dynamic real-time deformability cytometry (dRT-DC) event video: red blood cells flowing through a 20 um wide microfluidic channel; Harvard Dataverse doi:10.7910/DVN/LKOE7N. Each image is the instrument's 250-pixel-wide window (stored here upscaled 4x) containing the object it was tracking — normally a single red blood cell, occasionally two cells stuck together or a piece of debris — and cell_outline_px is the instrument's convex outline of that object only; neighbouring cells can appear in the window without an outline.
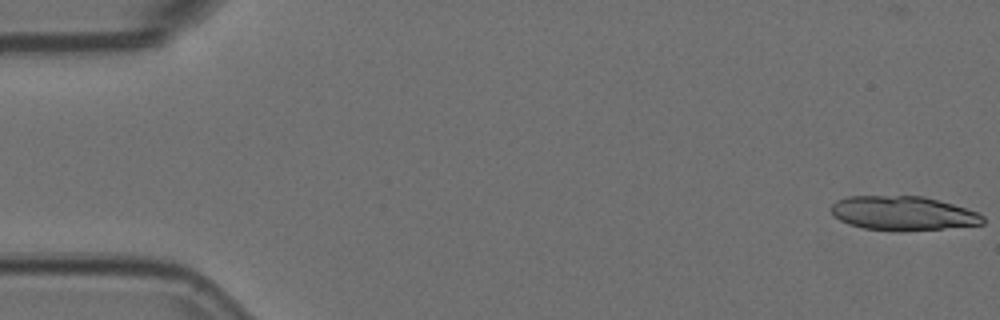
{"species": "Egyptian fruit bat (a non-hibernating species)", "species_latin": "Rousettus aegyptiacus", "temperature_condition": "room temperature", "stored_images_in_passage": 17, "camera_frame_rate_fps": 3000, "um_per_image_px": 0.085, "animal": {"sex": "female"}, "frame": {"image": 1, "passage_image": 1, "time_ms": 0.0, "image_size_px": [1000, 320], "cell_outline_px": [[984, 224], [944, 228], [900, 232], [864, 228], [848, 224], [840, 220], [828, 208], [836, 200], [848, 196], [924, 196], [952, 204], [976, 212], [984, 216]], "centroid_in_image_um": [76.72, 18.13], "position_along_channel_um": 8.3, "area_um2": 30.29}}
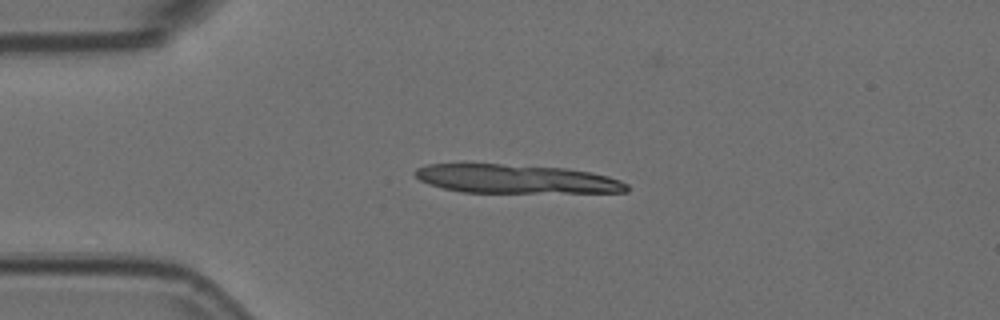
{"frame": {"image": 2, "passage_image": 13, "time_ms": 4.0, "image_size_px": [1000, 320], "cell_outline_px": [[628, 192], [460, 192], [428, 184], [420, 180], [412, 172], [416, 168], [428, 164], [500, 164], [564, 168], [592, 172], [608, 176], [620, 180], [628, 184]], "centroid_in_image_um": [43.85, 15.21], "position_along_channel_um": 41.2, "area_um2": 35.37}}